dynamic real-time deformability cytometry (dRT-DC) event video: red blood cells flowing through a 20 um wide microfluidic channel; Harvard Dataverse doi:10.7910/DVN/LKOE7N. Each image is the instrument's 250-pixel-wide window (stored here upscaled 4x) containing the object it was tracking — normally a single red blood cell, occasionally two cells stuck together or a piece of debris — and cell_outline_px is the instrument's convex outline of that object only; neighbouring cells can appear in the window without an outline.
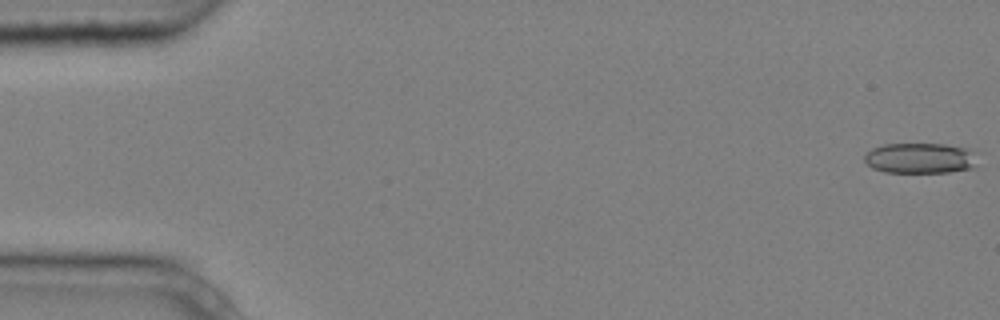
{"species": "common noctule bat (a hibernating species)", "species_latin": "Nyctalus noctula", "temperature_condition": "cold", "stored_images_in_passage": 5, "camera_frame_rate_fps": 3000, "um_per_image_px": 0.085, "animal": {"sex": "male", "body_mass_g": 20.4}, "frame": {"image": 1, "passage_image": 1, "time_ms": 0.0, "image_size_px": [1000, 320], "cell_outline_px": [[976, 164], [972, 168], [948, 172], [884, 172], [872, 168], [864, 160], [864, 156], [872, 148], [884, 144], [944, 144], [968, 148], [972, 152]], "centroid_in_image_um": [78.18, 13.44], "position_along_channel_um": 6.8, "area_um2": 19.94}}